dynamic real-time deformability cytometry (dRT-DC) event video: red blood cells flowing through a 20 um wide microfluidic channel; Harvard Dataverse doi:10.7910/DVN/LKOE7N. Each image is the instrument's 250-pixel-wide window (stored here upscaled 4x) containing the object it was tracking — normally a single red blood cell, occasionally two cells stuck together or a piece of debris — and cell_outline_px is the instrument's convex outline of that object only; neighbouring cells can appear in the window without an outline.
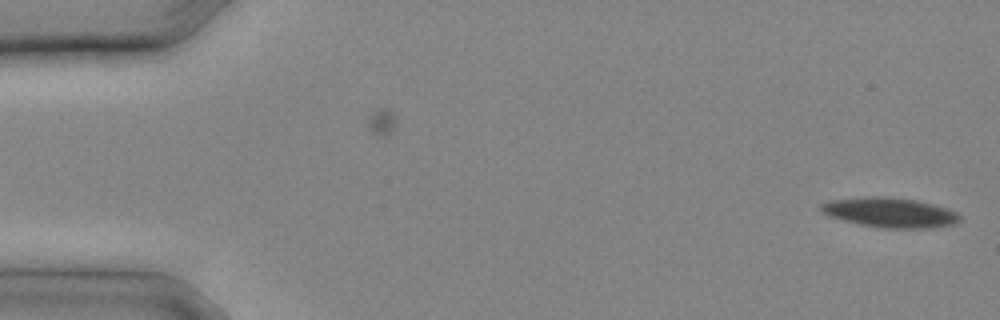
{"species": "common noctule bat (a hibernating species)", "species_latin": "Nyctalus noctula", "temperature_condition": "cold", "stored_images_in_passage": 26, "camera_frame_rate_fps": 3000, "um_per_image_px": 0.085, "animal": {"sex": "male", "body_mass_g": 20.4}, "frame": {"image": 1, "passage_image": 1, "time_ms": 0.0, "image_size_px": [1000, 320], "cell_outline_px": [[960, 220], [952, 224], [920, 228], [884, 228], [860, 224], [828, 216], [820, 208], [820, 204], [832, 200], [864, 196], [884, 196], [916, 200], [948, 208], [956, 212], [960, 216]], "centroid_in_image_um": [75.62, 18.05], "position_along_channel_um": 9.4, "area_um2": 23.81}}
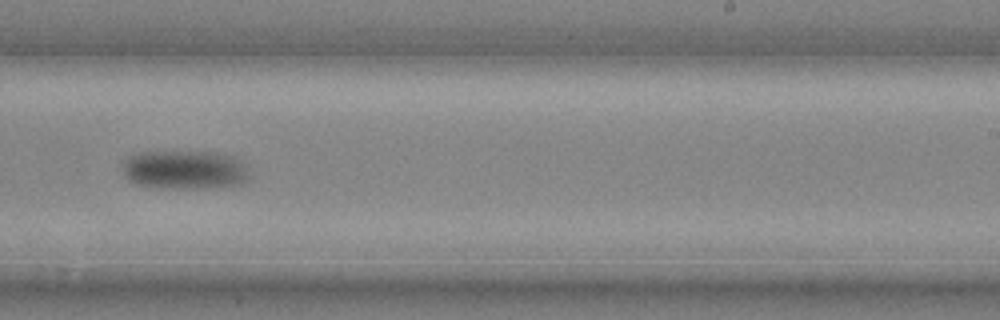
{"frame": {"image": 2, "passage_image": 17, "time_ms": 5.333, "image_size_px": [1000, 320], "cell_outline_px": [[252, 176], [248, 180], [240, 184], [208, 188], [172, 188], [136, 184], [128, 180], [124, 172], [124, 160], [128, 156], [136, 152], [216, 152], [236, 156], [244, 164]], "centroid_in_image_um": [15.76, 14.42], "position_along_channel_um": 273.2, "area_um2": 28.9}}
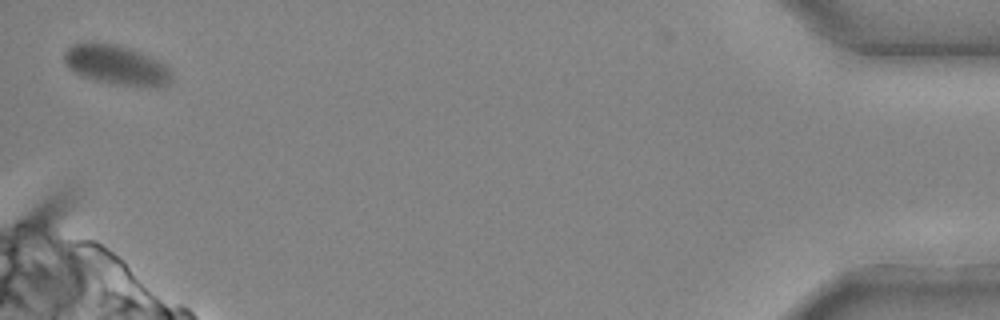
{"frame": {"image": 3, "passage_image": 26, "time_ms": 8.333, "image_size_px": [1000, 320], "cell_outline_px": [[172, 80], [164, 88], [140, 88], [116, 84], [96, 80], [84, 76], [76, 72], [64, 60], [64, 52], [72, 44], [92, 40], [112, 44], [128, 48], [140, 52], [164, 64], [172, 72]], "centroid_in_image_um": [9.95, 5.54], "position_along_channel_um": 425.3, "area_um2": 25.09}}